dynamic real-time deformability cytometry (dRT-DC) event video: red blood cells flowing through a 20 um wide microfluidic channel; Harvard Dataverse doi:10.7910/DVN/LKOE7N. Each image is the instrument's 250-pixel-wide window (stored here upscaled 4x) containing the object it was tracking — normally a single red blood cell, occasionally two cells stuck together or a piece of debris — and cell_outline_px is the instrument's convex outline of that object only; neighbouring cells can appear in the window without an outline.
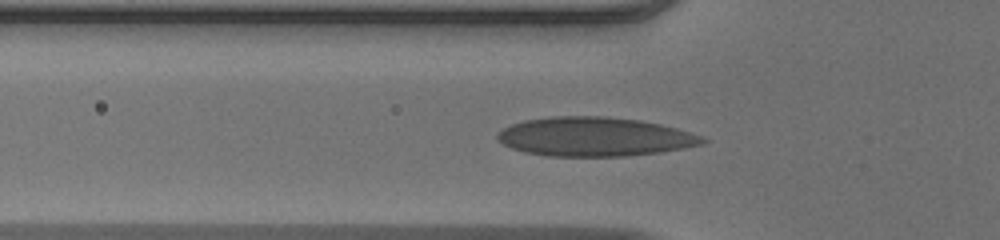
{"species": "human", "species_latin": "Homo sapiens", "temperature_condition": "warm", "stored_images_in_passage": 39, "camera_frame_rate_fps": 3000, "um_per_image_px": 0.085, "donor": {"sex": "male"}, "frame": {"image": 1, "passage_image": 11, "time_ms": 3.333, "image_size_px": [1000, 240], "cell_outline_px": [[708, 140], [704, 144], [684, 148], [660, 152], [624, 156], [548, 156], [524, 152], [512, 148], [496, 140], [496, 136], [504, 128], [512, 124], [524, 120], [552, 116], [608, 116], [640, 120], [660, 124], [676, 128], [704, 136]], "centroid_in_image_um": [50.56, 11.62], "position_along_channel_um": 75.2, "area_um2": 46.82}}
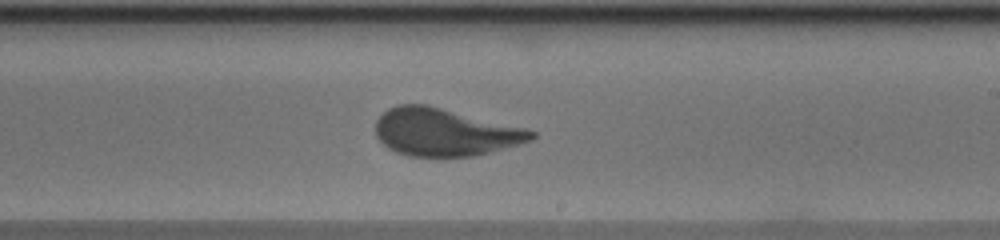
{"frame": {"image": 2, "passage_image": 24, "time_ms": 7.667, "image_size_px": [1000, 240], "cell_outline_px": [[536, 136], [532, 140], [488, 152], [472, 156], [408, 156], [396, 152], [388, 148], [376, 136], [376, 120], [388, 108], [396, 104], [424, 104], [524, 128], [536, 132]], "centroid_in_image_um": [37.75, 11.23], "position_along_channel_um": 251.2, "area_um2": 42.54}}
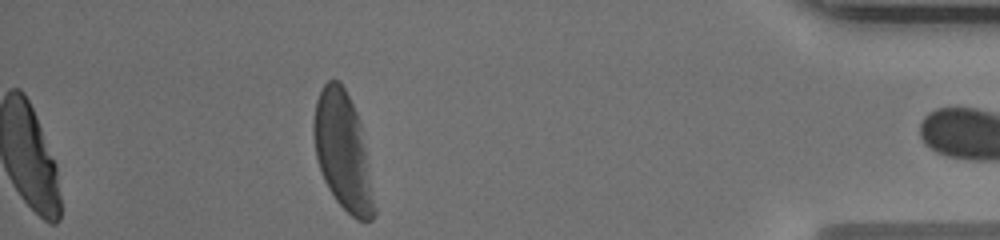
{"frame": {"image": 3, "passage_image": 39, "time_ms": 12.667, "image_size_px": [1000, 240], "cell_outline_px": [[376, 216], [372, 220], [356, 220], [336, 200], [328, 188], [320, 172], [316, 156], [312, 136], [312, 120], [316, 100], [324, 84], [328, 80], [336, 80], [344, 88], [356, 112], [360, 124], [376, 212]], "centroid_in_image_um": [29.1, 12.88], "position_along_channel_um": 406.1, "area_um2": 40.81}, "authors_computed_cell_mechanics": {"area_um2": 43.35, "velocity_mm_per_s": 4.0433, "shape_relaxation_time_tau1_ms": 3.7683, "shape_relaxation_time_tau2_ms": null, "deformation_change_tau1": 0.1738, "deformation_change_tau2": null}}